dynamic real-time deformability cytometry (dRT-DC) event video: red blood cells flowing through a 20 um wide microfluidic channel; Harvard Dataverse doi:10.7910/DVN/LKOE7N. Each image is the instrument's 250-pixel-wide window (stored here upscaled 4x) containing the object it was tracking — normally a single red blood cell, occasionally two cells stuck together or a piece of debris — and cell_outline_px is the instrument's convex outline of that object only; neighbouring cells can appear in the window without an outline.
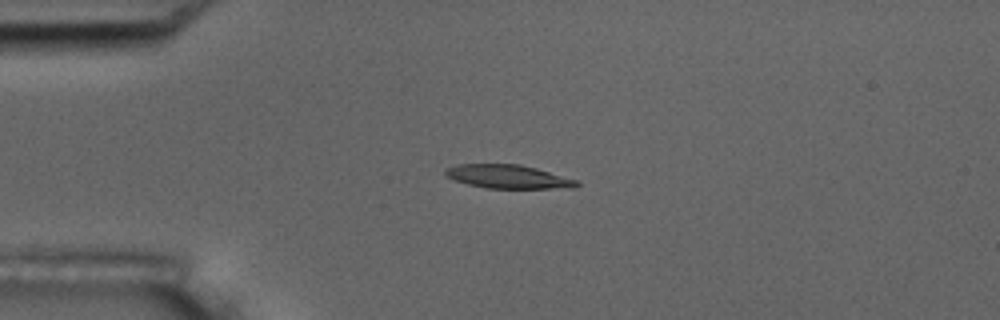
{"species": "common noctule bat (a hibernating species)", "species_latin": "Nyctalus noctula", "temperature_condition": "room temperature", "stored_images_in_passage": 4, "camera_frame_rate_fps": 3000, "um_per_image_px": 0.085, "animal": {"sex": "male", "body_mass_g": 17.5, "forearm_length_mm": 52.3}, "frame": {"image": 1, "passage_image": 3, "time_ms": 3.0, "image_size_px": [1000, 320], "cell_outline_px": [[580, 184], [576, 188], [484, 188], [468, 184], [444, 176], [444, 168], [456, 164], [520, 164], [536, 168], [580, 180]], "centroid_in_image_um": [43.21, 15.01], "position_along_channel_um": 41.8, "area_um2": 18.32}}